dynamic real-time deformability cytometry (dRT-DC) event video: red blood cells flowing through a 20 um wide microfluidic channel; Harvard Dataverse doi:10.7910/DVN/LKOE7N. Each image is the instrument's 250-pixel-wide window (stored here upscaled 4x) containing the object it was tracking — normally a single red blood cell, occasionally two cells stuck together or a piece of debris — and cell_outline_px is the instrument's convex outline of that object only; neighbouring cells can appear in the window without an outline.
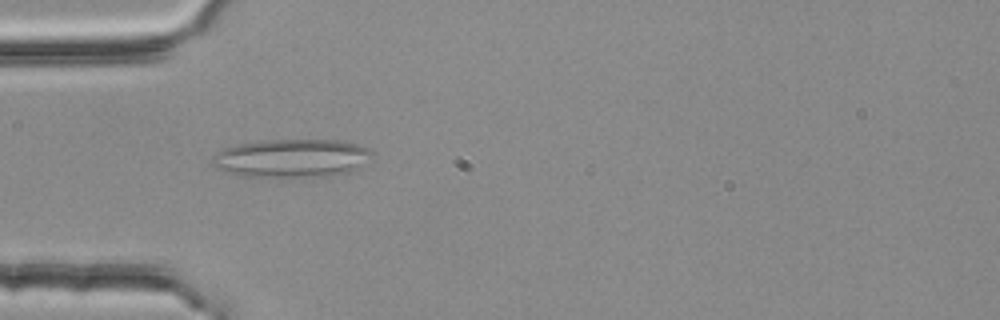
{"species": "common noctule bat (a hibernating species)", "species_latin": "Nyctalus noctula", "temperature_condition": "room temperature", "stored_images_in_passage": 44, "segment_of_instrument_passage": [1, 2], "camera_frame_rate_fps": 3000, "um_per_image_px": 0.085, "animal": {"sex": "female", "body_mass_g": 25.1}, "frame": {"image": 1, "passage_image": 7, "time_ms": 2.0, "image_size_px": [1000, 320], "cell_outline_px": [[372, 152], [368, 164], [352, 172], [328, 176], [280, 180], [244, 176], [224, 172], [216, 168], [212, 164], [212, 156], [216, 152], [224, 148], [240, 144], [268, 140], [336, 140], [356, 144], [368, 148]], "centroid_in_image_um": [24.8, 13.5], "position_along_channel_um": 60.2, "area_um2": 36.93}}